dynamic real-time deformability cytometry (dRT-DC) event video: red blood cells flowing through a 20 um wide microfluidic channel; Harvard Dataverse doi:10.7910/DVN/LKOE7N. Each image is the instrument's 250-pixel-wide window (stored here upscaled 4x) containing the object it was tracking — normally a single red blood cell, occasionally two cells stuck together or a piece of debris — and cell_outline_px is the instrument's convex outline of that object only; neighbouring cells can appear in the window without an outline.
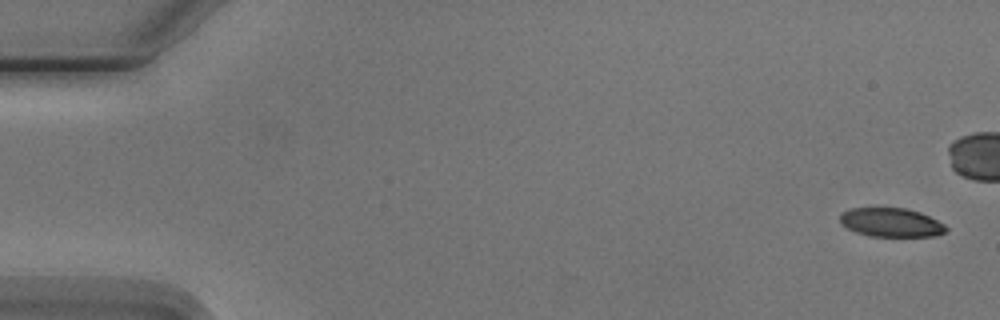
{"species": "Egyptian fruit bat (a non-hibernating species)", "species_latin": "Rousettus aegyptiacus", "temperature_condition": "cold", "stored_images_in_passage": 4, "camera_frame_rate_fps": 3000, "um_per_image_px": 0.085, "animal": {"sex": "male"}, "frame": {"image": 1, "passage_image": 1, "time_ms": 0.0, "image_size_px": [1000, 320], "cell_outline_px": [[948, 228], [944, 232], [936, 236], [868, 236], [856, 232], [840, 224], [840, 212], [848, 208], [904, 208], [920, 212], [944, 224]], "centroid_in_image_um": [75.7, 18.9], "position_along_channel_um": 9.3, "area_um2": 17.86}}